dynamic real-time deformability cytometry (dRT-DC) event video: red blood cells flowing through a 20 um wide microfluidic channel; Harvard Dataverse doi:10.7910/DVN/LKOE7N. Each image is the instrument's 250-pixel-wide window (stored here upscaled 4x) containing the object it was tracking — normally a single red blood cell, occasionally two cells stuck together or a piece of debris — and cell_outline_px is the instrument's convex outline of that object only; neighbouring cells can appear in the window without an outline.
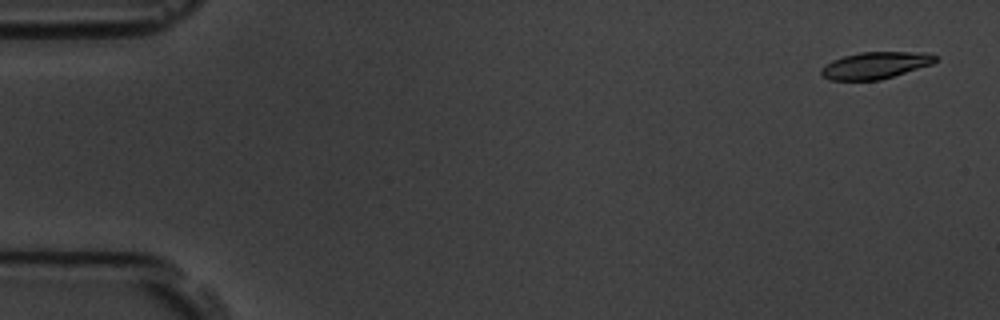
{"species": "common noctule bat (a hibernating species)", "species_latin": "Nyctalus noctula", "temperature_condition": "room temperature", "stored_images_in_passage": 6, "camera_frame_rate_fps": 3000, "um_per_image_px": 0.085, "animal": {"sex": "male", "body_mass_g": 19.5, "forearm_length_mm": 54.6}, "frame": {"image": 1, "passage_image": 1, "time_ms": 0.0, "image_size_px": [1000, 320], "cell_outline_px": [[936, 60], [932, 64], [880, 80], [828, 80], [820, 76], [820, 68], [832, 60], [844, 56], [860, 52], [924, 52], [936, 56]], "centroid_in_image_um": [74.35, 5.56], "position_along_channel_um": 10.7, "area_um2": 17.86}}